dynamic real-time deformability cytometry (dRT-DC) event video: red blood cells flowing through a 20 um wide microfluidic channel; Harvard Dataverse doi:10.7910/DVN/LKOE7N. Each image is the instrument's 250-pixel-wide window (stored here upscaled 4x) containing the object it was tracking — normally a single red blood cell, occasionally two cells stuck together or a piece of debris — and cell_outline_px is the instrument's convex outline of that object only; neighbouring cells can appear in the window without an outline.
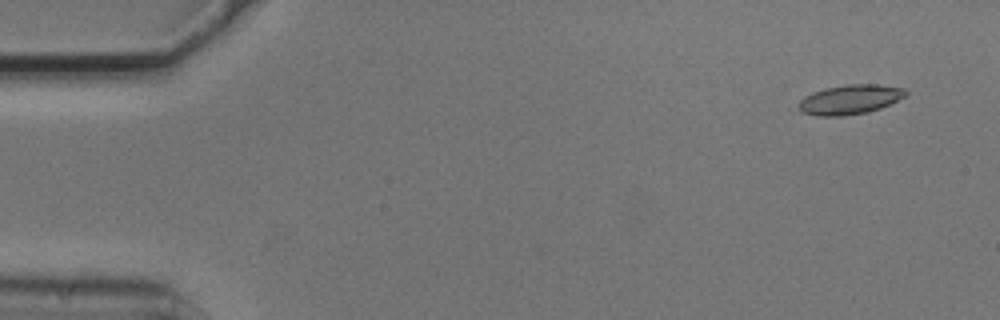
{"species": "common noctule bat (a hibernating species)", "species_latin": "Nyctalus noctula", "temperature_condition": "cold", "stored_images_in_passage": 4, "camera_frame_rate_fps": 3000, "um_per_image_px": 0.085, "animal": {"sex": "male", "body_mass_g": 20.5, "forearm_length_mm": 52.5}, "frame": {"image": 1, "passage_image": 1, "time_ms": 0.0, "image_size_px": [1000, 320], "cell_outline_px": [[908, 96], [880, 108], [868, 112], [844, 116], [820, 116], [804, 112], [800, 108], [800, 100], [804, 96], [812, 92], [824, 88], [848, 84], [876, 84], [904, 88], [908, 92]], "centroid_in_image_um": [72.3, 8.45], "position_along_channel_um": 12.7, "area_um2": 18.44}}